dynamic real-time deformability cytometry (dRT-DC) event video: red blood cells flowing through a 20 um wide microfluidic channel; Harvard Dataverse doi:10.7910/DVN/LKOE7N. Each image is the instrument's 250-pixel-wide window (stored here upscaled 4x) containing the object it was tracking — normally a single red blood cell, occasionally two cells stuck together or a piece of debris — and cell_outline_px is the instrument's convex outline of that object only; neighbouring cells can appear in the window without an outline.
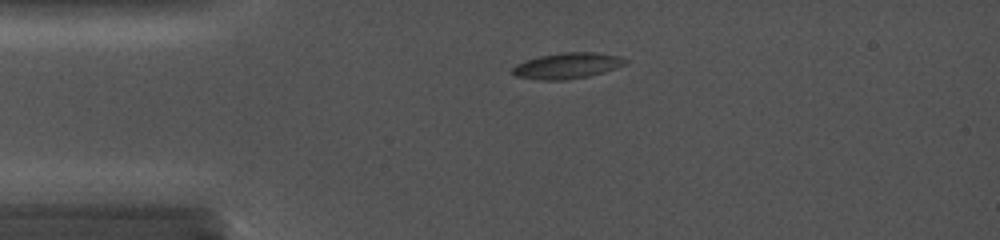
{"species": "common noctule bat (a hibernating species)", "species_latin": "Nyctalus noctula", "temperature_condition": "cold", "stored_images_in_passage": 4, "camera_frame_rate_fps": 5000, "um_per_image_px": 0.085, "animal": {"sex": "female", "body_mass_g": 19.0, "forearm_length_mm": 56.7}, "frame": {"image": 1, "passage_image": 3, "time_ms": 1.4, "image_size_px": [1000, 240], "cell_outline_px": [[628, 60], [600, 72], [584, 76], [516, 76], [512, 72], [512, 68], [516, 64], [524, 60], [536, 56], [560, 52], [600, 52], [620, 56]], "centroid_in_image_um": [48.19, 5.46], "position_along_channel_um": 36.8, "area_um2": 15.32}}